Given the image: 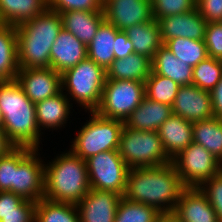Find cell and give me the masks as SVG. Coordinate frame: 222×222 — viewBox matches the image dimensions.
<instances>
[{"label":"cell","mask_w":222,"mask_h":222,"mask_svg":"<svg viewBox=\"0 0 222 222\" xmlns=\"http://www.w3.org/2000/svg\"><path fill=\"white\" fill-rule=\"evenodd\" d=\"M157 23L163 44L176 37L204 40L208 24L197 8L186 13L157 19Z\"/></svg>","instance_id":"2e32d148"},{"label":"cell","mask_w":222,"mask_h":222,"mask_svg":"<svg viewBox=\"0 0 222 222\" xmlns=\"http://www.w3.org/2000/svg\"><path fill=\"white\" fill-rule=\"evenodd\" d=\"M160 213L154 207L122 197L114 222H154Z\"/></svg>","instance_id":"d6a6232c"},{"label":"cell","mask_w":222,"mask_h":222,"mask_svg":"<svg viewBox=\"0 0 222 222\" xmlns=\"http://www.w3.org/2000/svg\"><path fill=\"white\" fill-rule=\"evenodd\" d=\"M152 72L169 77L180 86L192 84L193 68L174 56L164 45L152 59Z\"/></svg>","instance_id":"cb8c5ba5"},{"label":"cell","mask_w":222,"mask_h":222,"mask_svg":"<svg viewBox=\"0 0 222 222\" xmlns=\"http://www.w3.org/2000/svg\"><path fill=\"white\" fill-rule=\"evenodd\" d=\"M38 151L39 149H33L18 164L14 177V194L33 202L44 197L45 162L39 157Z\"/></svg>","instance_id":"8fae6325"},{"label":"cell","mask_w":222,"mask_h":222,"mask_svg":"<svg viewBox=\"0 0 222 222\" xmlns=\"http://www.w3.org/2000/svg\"><path fill=\"white\" fill-rule=\"evenodd\" d=\"M35 222H80L76 204L45 198L36 202Z\"/></svg>","instance_id":"f546056e"},{"label":"cell","mask_w":222,"mask_h":222,"mask_svg":"<svg viewBox=\"0 0 222 222\" xmlns=\"http://www.w3.org/2000/svg\"><path fill=\"white\" fill-rule=\"evenodd\" d=\"M154 222H179V220L173 212H167L160 213Z\"/></svg>","instance_id":"bcb514c9"},{"label":"cell","mask_w":222,"mask_h":222,"mask_svg":"<svg viewBox=\"0 0 222 222\" xmlns=\"http://www.w3.org/2000/svg\"><path fill=\"white\" fill-rule=\"evenodd\" d=\"M221 77L222 60L208 56L193 67L192 84L202 90L211 91Z\"/></svg>","instance_id":"836d02e7"},{"label":"cell","mask_w":222,"mask_h":222,"mask_svg":"<svg viewBox=\"0 0 222 222\" xmlns=\"http://www.w3.org/2000/svg\"><path fill=\"white\" fill-rule=\"evenodd\" d=\"M210 96L213 115L222 120V77L210 91Z\"/></svg>","instance_id":"ee69618b"},{"label":"cell","mask_w":222,"mask_h":222,"mask_svg":"<svg viewBox=\"0 0 222 222\" xmlns=\"http://www.w3.org/2000/svg\"><path fill=\"white\" fill-rule=\"evenodd\" d=\"M0 110L3 131L15 147L41 148L35 104L15 79L0 81Z\"/></svg>","instance_id":"7a4b0ae2"},{"label":"cell","mask_w":222,"mask_h":222,"mask_svg":"<svg viewBox=\"0 0 222 222\" xmlns=\"http://www.w3.org/2000/svg\"><path fill=\"white\" fill-rule=\"evenodd\" d=\"M131 40L134 53L153 59L157 50L163 45L157 20L133 25L124 31Z\"/></svg>","instance_id":"83f0119b"},{"label":"cell","mask_w":222,"mask_h":222,"mask_svg":"<svg viewBox=\"0 0 222 222\" xmlns=\"http://www.w3.org/2000/svg\"><path fill=\"white\" fill-rule=\"evenodd\" d=\"M199 188L207 196L210 205L215 210L218 222H222V170L206 180Z\"/></svg>","instance_id":"8d00e7d4"},{"label":"cell","mask_w":222,"mask_h":222,"mask_svg":"<svg viewBox=\"0 0 222 222\" xmlns=\"http://www.w3.org/2000/svg\"><path fill=\"white\" fill-rule=\"evenodd\" d=\"M113 46L115 59H124L134 53L133 44L124 31H119L116 34Z\"/></svg>","instance_id":"7bdbcfd3"},{"label":"cell","mask_w":222,"mask_h":222,"mask_svg":"<svg viewBox=\"0 0 222 222\" xmlns=\"http://www.w3.org/2000/svg\"><path fill=\"white\" fill-rule=\"evenodd\" d=\"M144 97V82L106 79L101 101L95 112L102 117L125 122Z\"/></svg>","instance_id":"ba28073f"},{"label":"cell","mask_w":222,"mask_h":222,"mask_svg":"<svg viewBox=\"0 0 222 222\" xmlns=\"http://www.w3.org/2000/svg\"><path fill=\"white\" fill-rule=\"evenodd\" d=\"M119 32L111 23L104 20L92 41L87 46V56L105 70L115 60L113 48L116 34Z\"/></svg>","instance_id":"4316f807"},{"label":"cell","mask_w":222,"mask_h":222,"mask_svg":"<svg viewBox=\"0 0 222 222\" xmlns=\"http://www.w3.org/2000/svg\"><path fill=\"white\" fill-rule=\"evenodd\" d=\"M88 113L91 117L73 138L70 150L84 160L101 152L118 150L124 122L102 117L95 111Z\"/></svg>","instance_id":"8992f818"},{"label":"cell","mask_w":222,"mask_h":222,"mask_svg":"<svg viewBox=\"0 0 222 222\" xmlns=\"http://www.w3.org/2000/svg\"><path fill=\"white\" fill-rule=\"evenodd\" d=\"M15 146L8 140L5 132L0 129V157L8 153Z\"/></svg>","instance_id":"f6af8a7d"},{"label":"cell","mask_w":222,"mask_h":222,"mask_svg":"<svg viewBox=\"0 0 222 222\" xmlns=\"http://www.w3.org/2000/svg\"><path fill=\"white\" fill-rule=\"evenodd\" d=\"M103 13L119 31L153 20L151 0H103Z\"/></svg>","instance_id":"4fadbf2b"},{"label":"cell","mask_w":222,"mask_h":222,"mask_svg":"<svg viewBox=\"0 0 222 222\" xmlns=\"http://www.w3.org/2000/svg\"><path fill=\"white\" fill-rule=\"evenodd\" d=\"M152 16L157 20L189 12L196 8V0H151Z\"/></svg>","instance_id":"d590c367"},{"label":"cell","mask_w":222,"mask_h":222,"mask_svg":"<svg viewBox=\"0 0 222 222\" xmlns=\"http://www.w3.org/2000/svg\"><path fill=\"white\" fill-rule=\"evenodd\" d=\"M36 202L25 199L19 213L0 214V222H35Z\"/></svg>","instance_id":"60d3db41"},{"label":"cell","mask_w":222,"mask_h":222,"mask_svg":"<svg viewBox=\"0 0 222 222\" xmlns=\"http://www.w3.org/2000/svg\"><path fill=\"white\" fill-rule=\"evenodd\" d=\"M204 43L209 57L222 60V26L219 22L207 24Z\"/></svg>","instance_id":"f35d334b"},{"label":"cell","mask_w":222,"mask_h":222,"mask_svg":"<svg viewBox=\"0 0 222 222\" xmlns=\"http://www.w3.org/2000/svg\"><path fill=\"white\" fill-rule=\"evenodd\" d=\"M193 142L201 144L222 163V120L212 117L192 123Z\"/></svg>","instance_id":"f1b7e54d"},{"label":"cell","mask_w":222,"mask_h":222,"mask_svg":"<svg viewBox=\"0 0 222 222\" xmlns=\"http://www.w3.org/2000/svg\"><path fill=\"white\" fill-rule=\"evenodd\" d=\"M173 213L179 222H218L215 210L200 188L187 187Z\"/></svg>","instance_id":"ac0fdd59"},{"label":"cell","mask_w":222,"mask_h":222,"mask_svg":"<svg viewBox=\"0 0 222 222\" xmlns=\"http://www.w3.org/2000/svg\"><path fill=\"white\" fill-rule=\"evenodd\" d=\"M166 155L172 159L193 142L192 122L172 114L157 130Z\"/></svg>","instance_id":"d6986e66"},{"label":"cell","mask_w":222,"mask_h":222,"mask_svg":"<svg viewBox=\"0 0 222 222\" xmlns=\"http://www.w3.org/2000/svg\"><path fill=\"white\" fill-rule=\"evenodd\" d=\"M118 152L128 167H156L171 162L157 131H138L124 125Z\"/></svg>","instance_id":"52a82bcc"},{"label":"cell","mask_w":222,"mask_h":222,"mask_svg":"<svg viewBox=\"0 0 222 222\" xmlns=\"http://www.w3.org/2000/svg\"><path fill=\"white\" fill-rule=\"evenodd\" d=\"M196 8L207 23L222 19V0H196Z\"/></svg>","instance_id":"ab89813d"},{"label":"cell","mask_w":222,"mask_h":222,"mask_svg":"<svg viewBox=\"0 0 222 222\" xmlns=\"http://www.w3.org/2000/svg\"><path fill=\"white\" fill-rule=\"evenodd\" d=\"M171 163L183 184L193 188H199L222 170V163L201 144L195 142L180 151L171 159Z\"/></svg>","instance_id":"30bf717a"},{"label":"cell","mask_w":222,"mask_h":222,"mask_svg":"<svg viewBox=\"0 0 222 222\" xmlns=\"http://www.w3.org/2000/svg\"><path fill=\"white\" fill-rule=\"evenodd\" d=\"M33 150L29 147H14L0 157V192L14 193V177L18 164Z\"/></svg>","instance_id":"e575fe53"},{"label":"cell","mask_w":222,"mask_h":222,"mask_svg":"<svg viewBox=\"0 0 222 222\" xmlns=\"http://www.w3.org/2000/svg\"><path fill=\"white\" fill-rule=\"evenodd\" d=\"M62 91L84 111L94 112L101 101L106 70L88 57L61 74Z\"/></svg>","instance_id":"5b68a950"},{"label":"cell","mask_w":222,"mask_h":222,"mask_svg":"<svg viewBox=\"0 0 222 222\" xmlns=\"http://www.w3.org/2000/svg\"><path fill=\"white\" fill-rule=\"evenodd\" d=\"M91 189L110 191L121 196L126 189L130 170L118 150H110L86 159Z\"/></svg>","instance_id":"9c48e42d"},{"label":"cell","mask_w":222,"mask_h":222,"mask_svg":"<svg viewBox=\"0 0 222 222\" xmlns=\"http://www.w3.org/2000/svg\"><path fill=\"white\" fill-rule=\"evenodd\" d=\"M19 69L16 26L2 24L0 26V81L14 80Z\"/></svg>","instance_id":"d4e9b609"},{"label":"cell","mask_w":222,"mask_h":222,"mask_svg":"<svg viewBox=\"0 0 222 222\" xmlns=\"http://www.w3.org/2000/svg\"><path fill=\"white\" fill-rule=\"evenodd\" d=\"M87 57V46L62 28L50 50V67L63 74Z\"/></svg>","instance_id":"e0dca14e"},{"label":"cell","mask_w":222,"mask_h":222,"mask_svg":"<svg viewBox=\"0 0 222 222\" xmlns=\"http://www.w3.org/2000/svg\"><path fill=\"white\" fill-rule=\"evenodd\" d=\"M172 113L192 123L214 117L210 91L193 84L180 86L172 105Z\"/></svg>","instance_id":"5bb4252c"},{"label":"cell","mask_w":222,"mask_h":222,"mask_svg":"<svg viewBox=\"0 0 222 222\" xmlns=\"http://www.w3.org/2000/svg\"><path fill=\"white\" fill-rule=\"evenodd\" d=\"M121 198L114 192L90 189L76 204L80 222H114Z\"/></svg>","instance_id":"9a60e30c"},{"label":"cell","mask_w":222,"mask_h":222,"mask_svg":"<svg viewBox=\"0 0 222 222\" xmlns=\"http://www.w3.org/2000/svg\"><path fill=\"white\" fill-rule=\"evenodd\" d=\"M174 56L192 68L208 57L204 40L176 37L163 44Z\"/></svg>","instance_id":"4dcf8cb0"},{"label":"cell","mask_w":222,"mask_h":222,"mask_svg":"<svg viewBox=\"0 0 222 222\" xmlns=\"http://www.w3.org/2000/svg\"><path fill=\"white\" fill-rule=\"evenodd\" d=\"M172 114V106L144 97L141 104L125 120L124 125L138 131H157Z\"/></svg>","instance_id":"ffe728a7"},{"label":"cell","mask_w":222,"mask_h":222,"mask_svg":"<svg viewBox=\"0 0 222 222\" xmlns=\"http://www.w3.org/2000/svg\"><path fill=\"white\" fill-rule=\"evenodd\" d=\"M25 199L11 191L0 192V214L19 213V205Z\"/></svg>","instance_id":"b9f144b4"},{"label":"cell","mask_w":222,"mask_h":222,"mask_svg":"<svg viewBox=\"0 0 222 222\" xmlns=\"http://www.w3.org/2000/svg\"><path fill=\"white\" fill-rule=\"evenodd\" d=\"M48 7V0H0L3 24L18 26L33 19Z\"/></svg>","instance_id":"484cf974"},{"label":"cell","mask_w":222,"mask_h":222,"mask_svg":"<svg viewBox=\"0 0 222 222\" xmlns=\"http://www.w3.org/2000/svg\"><path fill=\"white\" fill-rule=\"evenodd\" d=\"M15 80L34 104L62 91L61 74L51 67L19 69Z\"/></svg>","instance_id":"7c38bea8"},{"label":"cell","mask_w":222,"mask_h":222,"mask_svg":"<svg viewBox=\"0 0 222 222\" xmlns=\"http://www.w3.org/2000/svg\"><path fill=\"white\" fill-rule=\"evenodd\" d=\"M152 72V59L133 53L124 59H115L106 69V79L144 82Z\"/></svg>","instance_id":"603a6c76"},{"label":"cell","mask_w":222,"mask_h":222,"mask_svg":"<svg viewBox=\"0 0 222 222\" xmlns=\"http://www.w3.org/2000/svg\"><path fill=\"white\" fill-rule=\"evenodd\" d=\"M48 8L59 13L66 11H103V0H48Z\"/></svg>","instance_id":"74e56055"},{"label":"cell","mask_w":222,"mask_h":222,"mask_svg":"<svg viewBox=\"0 0 222 222\" xmlns=\"http://www.w3.org/2000/svg\"><path fill=\"white\" fill-rule=\"evenodd\" d=\"M60 14L63 28L86 46L92 41L100 24L105 20L103 11L72 10Z\"/></svg>","instance_id":"7402d4cb"},{"label":"cell","mask_w":222,"mask_h":222,"mask_svg":"<svg viewBox=\"0 0 222 222\" xmlns=\"http://www.w3.org/2000/svg\"><path fill=\"white\" fill-rule=\"evenodd\" d=\"M186 188L170 162L163 166L131 168L122 197L167 213L174 212Z\"/></svg>","instance_id":"6da1fadb"},{"label":"cell","mask_w":222,"mask_h":222,"mask_svg":"<svg viewBox=\"0 0 222 222\" xmlns=\"http://www.w3.org/2000/svg\"><path fill=\"white\" fill-rule=\"evenodd\" d=\"M44 166V197L54 202L77 204L89 192L86 160L70 149Z\"/></svg>","instance_id":"277c9868"},{"label":"cell","mask_w":222,"mask_h":222,"mask_svg":"<svg viewBox=\"0 0 222 222\" xmlns=\"http://www.w3.org/2000/svg\"><path fill=\"white\" fill-rule=\"evenodd\" d=\"M0 129L3 130V117L0 110Z\"/></svg>","instance_id":"7dc6e473"},{"label":"cell","mask_w":222,"mask_h":222,"mask_svg":"<svg viewBox=\"0 0 222 222\" xmlns=\"http://www.w3.org/2000/svg\"><path fill=\"white\" fill-rule=\"evenodd\" d=\"M179 87L180 85L169 77L151 72L145 81V97L172 106Z\"/></svg>","instance_id":"1f68e13d"},{"label":"cell","mask_w":222,"mask_h":222,"mask_svg":"<svg viewBox=\"0 0 222 222\" xmlns=\"http://www.w3.org/2000/svg\"><path fill=\"white\" fill-rule=\"evenodd\" d=\"M62 28L61 14L48 7L16 26L20 69L50 67V50Z\"/></svg>","instance_id":"3957f363"},{"label":"cell","mask_w":222,"mask_h":222,"mask_svg":"<svg viewBox=\"0 0 222 222\" xmlns=\"http://www.w3.org/2000/svg\"><path fill=\"white\" fill-rule=\"evenodd\" d=\"M71 101L63 91L55 96L42 100L35 104L36 120L39 130H57L65 127L73 108ZM42 127V128H41Z\"/></svg>","instance_id":"44dd1931"}]
</instances>
